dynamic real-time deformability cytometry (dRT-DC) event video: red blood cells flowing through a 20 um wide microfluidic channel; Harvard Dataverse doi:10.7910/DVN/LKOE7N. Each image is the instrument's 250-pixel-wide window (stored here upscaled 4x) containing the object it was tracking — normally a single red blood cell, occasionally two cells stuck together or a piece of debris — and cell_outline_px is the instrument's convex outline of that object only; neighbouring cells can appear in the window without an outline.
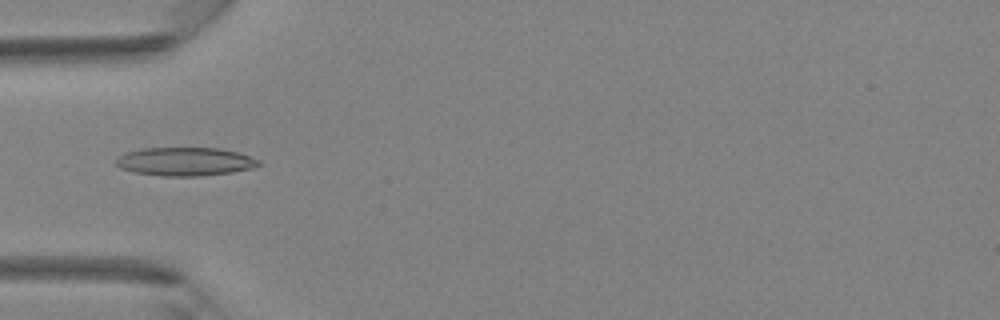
{"species": "Egyptian fruit bat (a non-hibernating species)", "species_latin": "Rousettus aegyptiacus", "temperature_condition": "room temperature", "stored_images_in_passage": 30, "camera_frame_rate_fps": 3000, "um_per_image_px": 0.085, "animal": {"sex": "female"}, "frame": {"image": 1, "passage_image": 2, "time_ms": 0.333, "image_size_px": [1000, 320], "cell_outline_px": [[260, 164], [252, 168], [232, 172], [200, 176], [164, 176], [136, 172], [120, 168], [116, 164], [116, 160], [124, 152], [140, 148], [220, 148], [240, 152], [260, 160]], "centroid_in_image_um": [15.75, 13.72], "position_along_channel_um": 69.3, "area_um2": 23.7}}
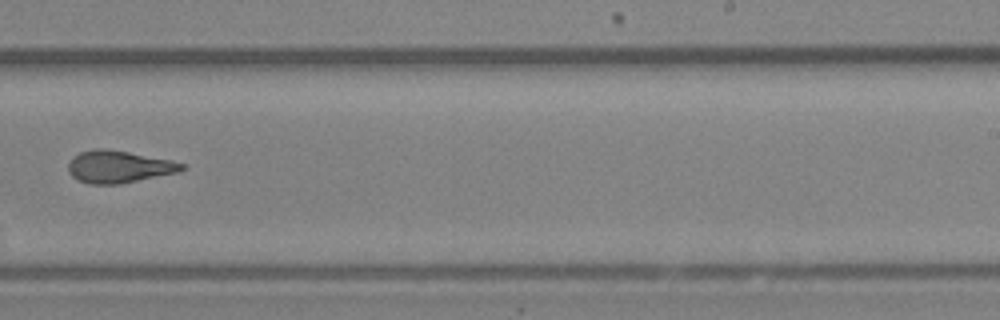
{"frame": {"image": 2, "passage_image": 15, "time_ms": 4.667, "image_size_px": [1000, 320], "cell_outline_px": [[184, 168], [180, 172], [120, 184], [92, 184], [76, 180], [68, 172], [68, 164], [72, 156], [80, 152], [96, 148], [104, 148], [128, 152], [172, 160], [184, 164]], "centroid_in_image_um": [10.07, 14.17], "position_along_channel_um": 278.9, "area_um2": 21.44}}
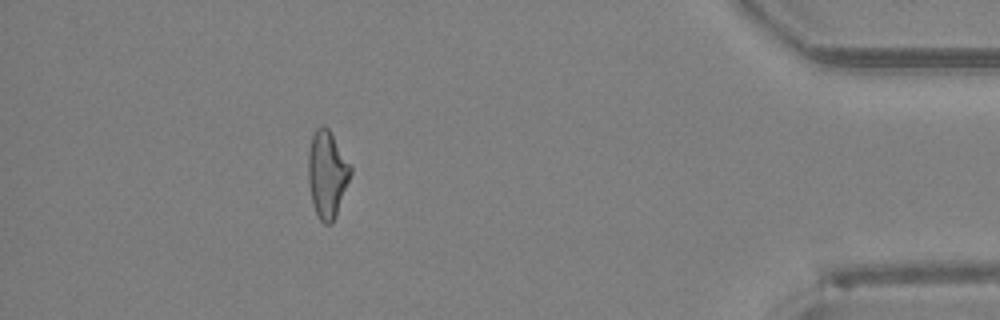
{"frame": {"image": 3, "passage_image": 26, "time_ms": 8.333, "image_size_px": [1000, 320], "cell_outline_px": [[352, 172], [336, 216], [332, 224], [324, 224], [320, 220], [312, 204], [308, 180], [308, 152], [312, 136], [316, 128], [320, 124], [324, 124], [328, 128], [352, 164]], "centroid_in_image_um": [27.81, 14.78], "position_along_channel_um": 407.4, "area_um2": 21.79}}